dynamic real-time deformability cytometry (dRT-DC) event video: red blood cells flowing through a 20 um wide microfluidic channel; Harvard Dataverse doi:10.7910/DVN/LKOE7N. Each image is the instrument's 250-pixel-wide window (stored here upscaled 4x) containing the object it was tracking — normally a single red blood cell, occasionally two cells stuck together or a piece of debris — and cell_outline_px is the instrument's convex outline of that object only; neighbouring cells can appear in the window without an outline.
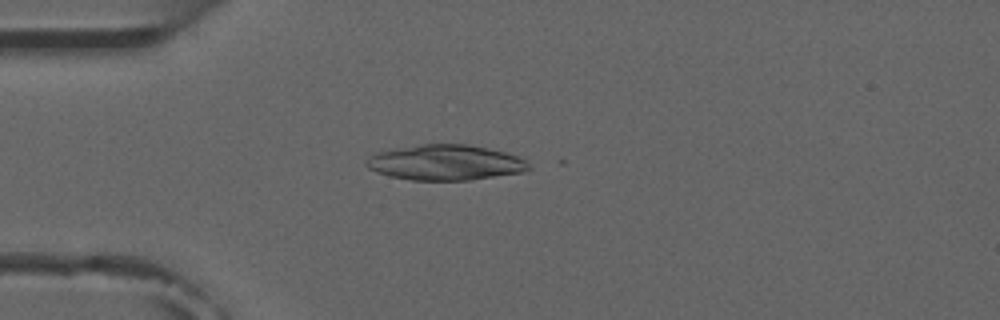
{"species": "common noctule bat (a hibernating species)", "species_latin": "Nyctalus noctula", "temperature_condition": "room temperature", "stored_images_in_passage": 3, "camera_frame_rate_fps": 3000, "um_per_image_px": 0.085, "animal": {"sex": "male", "forearm_length_mm": 52.5}, "frame": {"image": 1, "passage_image": 2, "time_ms": 1.333, "image_size_px": [1000, 320], "cell_outline_px": [[532, 168], [524, 172], [468, 180], [412, 180], [388, 176], [376, 172], [368, 168], [364, 164], [368, 156], [376, 152], [396, 148], [420, 144], [468, 144], [488, 148], [504, 152], [516, 156], [524, 160]], "centroid_in_image_um": [37.81, 13.81], "position_along_channel_um": 47.2, "area_um2": 33.58}}